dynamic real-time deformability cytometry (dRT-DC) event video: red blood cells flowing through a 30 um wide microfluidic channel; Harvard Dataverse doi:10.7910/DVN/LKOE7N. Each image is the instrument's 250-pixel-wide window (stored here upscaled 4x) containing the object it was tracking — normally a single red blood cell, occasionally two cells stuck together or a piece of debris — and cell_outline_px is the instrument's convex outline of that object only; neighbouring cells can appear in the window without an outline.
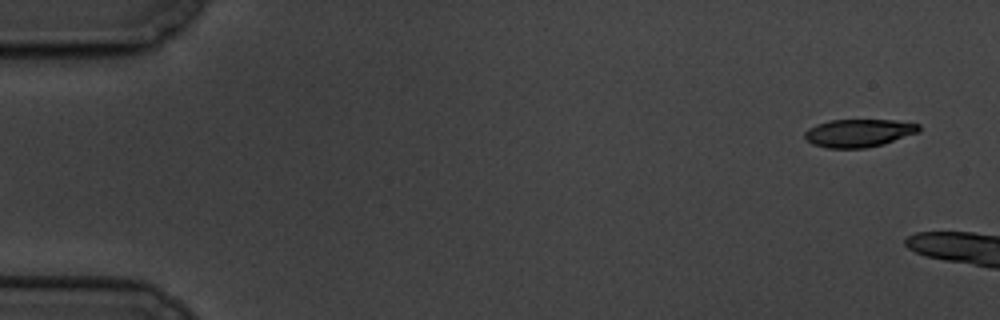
{"species": "common noctule bat (a hibernating species)", "species_latin": "Nyctalus noctula", "temperature_condition": "cold", "stored_images_in_passage": 6, "camera_frame_rate_fps": 3000, "um_per_image_px": 0.085, "animal": {"sex": "male", "body_mass_g": 19.5, "forearm_length_mm": 54.6}, "frame": {"image": 1, "passage_image": 6, "time_ms": 6.0, "image_size_px": [1000, 320], "cell_outline_px": [[920, 132], [884, 144], [864, 148], [828, 148], [812, 144], [804, 136], [804, 132], [808, 128], [816, 124], [832, 120], [892, 120], [920, 124]], "centroid_in_image_um": [73.0, 11.31], "position_along_channel_um": 12.0, "area_um2": 18.61}}